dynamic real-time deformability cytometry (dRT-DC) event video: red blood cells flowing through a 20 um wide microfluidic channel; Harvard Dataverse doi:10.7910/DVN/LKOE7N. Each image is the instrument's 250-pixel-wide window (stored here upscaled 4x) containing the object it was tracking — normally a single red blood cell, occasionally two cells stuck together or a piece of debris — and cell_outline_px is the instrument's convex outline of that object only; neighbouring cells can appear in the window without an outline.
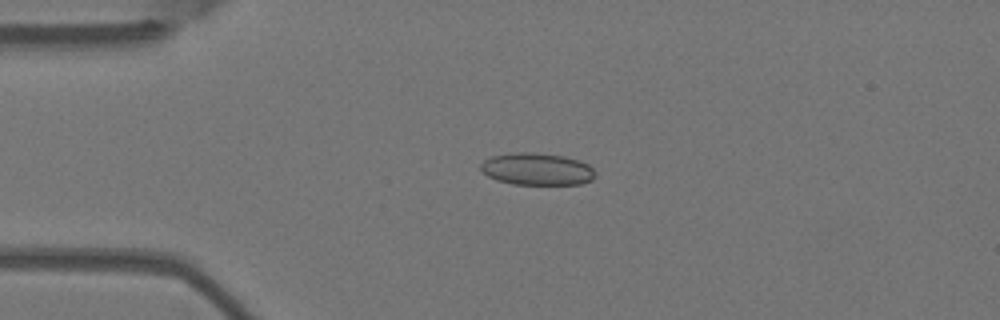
{"species": "Egyptian fruit bat (a non-hibernating species)", "species_latin": "Rousettus aegyptiacus", "temperature_condition": "warm", "stored_images_in_passage": 3, "camera_frame_rate_fps": 3000, "um_per_image_px": 0.085, "animal": {"sex": "female"}, "frame": {"image": 1, "passage_image": 1, "time_ms": 0.0, "image_size_px": [1000, 320], "cell_outline_px": [[596, 176], [592, 180], [580, 184], [512, 184], [496, 180], [488, 176], [480, 168], [480, 164], [484, 160], [492, 156], [516, 152], [532, 152], [564, 156], [580, 160], [588, 164], [596, 172]], "centroid_in_image_um": [45.66, 14.37], "position_along_channel_um": 39.3, "area_um2": 21.56}}
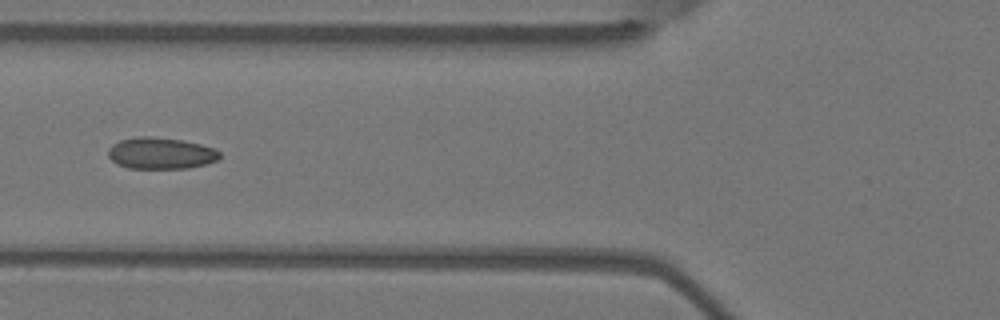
{"frame": {"image": 2, "passage_image": 3, "time_ms": 0.667, "image_size_px": [1000, 320], "cell_outline_px": [[220, 156], [216, 160], [204, 164], [188, 168], [128, 168], [116, 164], [108, 156], [108, 148], [112, 144], [120, 140], [136, 136], [152, 136], [184, 140], [216, 148], [220, 152]], "centroid_in_image_um": [13.64, 13.01], "position_along_channel_um": 112.2, "area_um2": 20.63}}